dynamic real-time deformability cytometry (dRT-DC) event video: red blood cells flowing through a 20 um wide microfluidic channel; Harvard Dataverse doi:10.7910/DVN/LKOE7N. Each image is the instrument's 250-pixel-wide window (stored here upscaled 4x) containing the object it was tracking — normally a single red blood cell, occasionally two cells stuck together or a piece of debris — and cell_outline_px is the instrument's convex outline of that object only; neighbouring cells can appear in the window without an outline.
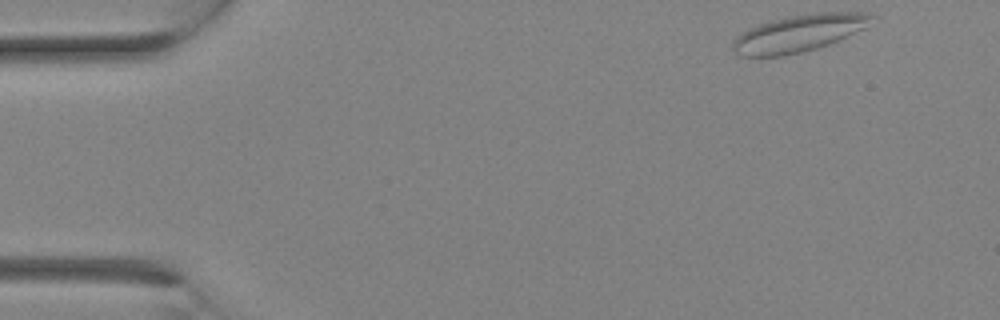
{"species": "Egyptian fruit bat (a non-hibernating species)", "species_latin": "Rousettus aegyptiacus", "temperature_condition": "room temperature", "stored_images_in_passage": 26, "camera_frame_rate_fps": 3000, "um_per_image_px": 0.085, "animal": {"sex": "female"}, "frame": {"image": 1, "passage_image": 1, "time_ms": 0.0, "image_size_px": [1000, 320], "cell_outline_px": [[872, 16], [864, 28], [828, 44], [816, 48], [784, 56], [740, 56], [732, 48], [732, 40], [740, 32], [760, 24], [772, 20], [792, 16], [820, 12], [868, 12]], "centroid_in_image_um": [67.83, 2.83], "position_along_channel_um": 17.2, "area_um2": 29.42}}
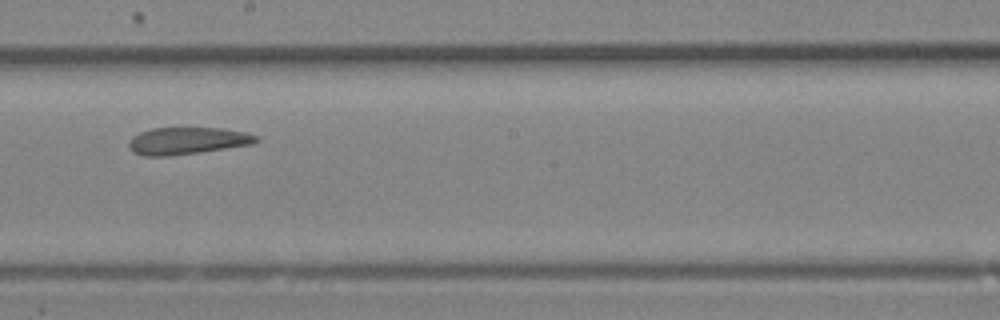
{"frame": {"image": 2, "passage_image": 14, "time_ms": 4.333, "image_size_px": [1000, 320], "cell_outline_px": [[260, 140], [252, 144], [200, 152], [168, 156], [144, 156], [132, 152], [128, 148], [128, 140], [132, 136], [140, 132], [152, 128], [224, 128], [244, 132], [260, 136]], "centroid_in_image_um": [15.89, 11.97], "position_along_channel_um": 232.3, "area_um2": 20.29}}
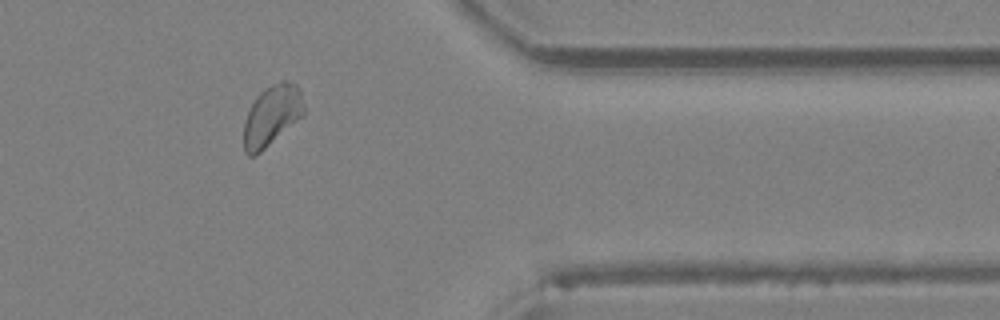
{"frame": {"image": 3, "passage_image": 21, "time_ms": 6.667, "image_size_px": [1000, 320], "cell_outline_px": [[304, 116], [256, 156], [248, 156], [244, 152], [244, 120], [256, 96], [264, 88], [280, 80], [284, 80], [296, 84], [300, 88], [304, 104]], "centroid_in_image_um": [23.12, 9.82], "position_along_channel_um": 388.3, "area_um2": 21.56}}